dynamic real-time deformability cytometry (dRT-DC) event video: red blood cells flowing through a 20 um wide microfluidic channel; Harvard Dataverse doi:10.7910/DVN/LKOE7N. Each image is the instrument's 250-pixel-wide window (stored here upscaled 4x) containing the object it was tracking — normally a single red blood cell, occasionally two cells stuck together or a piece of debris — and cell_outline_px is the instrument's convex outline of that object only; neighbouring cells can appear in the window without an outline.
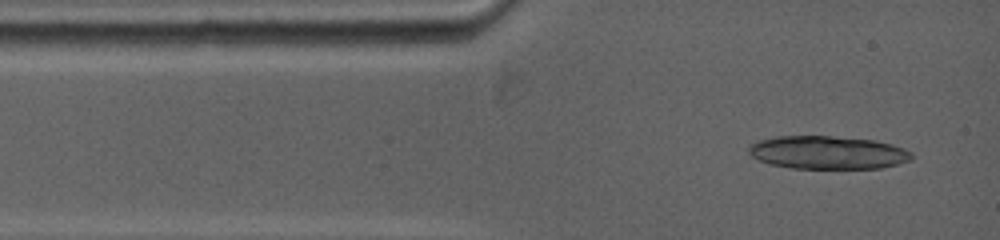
{"species": "common noctule bat (a hibernating species)", "species_latin": "Nyctalus noctula", "temperature_condition": "warm", "stored_images_in_passage": 1, "camera_frame_rate_fps": 5000, "um_per_image_px": 0.085, "animal": {"sex": "female", "body_mass_g": 19.0, "forearm_length_mm": 53.3}, "frame": {"image": 1, "passage_image": 1, "time_ms": 0.0, "image_size_px": [1000, 240], "cell_outline_px": [[912, 156], [908, 160], [896, 164], [880, 168], [792, 168], [772, 164], [760, 160], [752, 156], [748, 152], [748, 144], [756, 140], [776, 136], [832, 136], [876, 140], [892, 144], [904, 148], [912, 152]], "centroid_in_image_um": [70.32, 12.95], "position_along_channel_um": 14.7, "area_um2": 31.44}}